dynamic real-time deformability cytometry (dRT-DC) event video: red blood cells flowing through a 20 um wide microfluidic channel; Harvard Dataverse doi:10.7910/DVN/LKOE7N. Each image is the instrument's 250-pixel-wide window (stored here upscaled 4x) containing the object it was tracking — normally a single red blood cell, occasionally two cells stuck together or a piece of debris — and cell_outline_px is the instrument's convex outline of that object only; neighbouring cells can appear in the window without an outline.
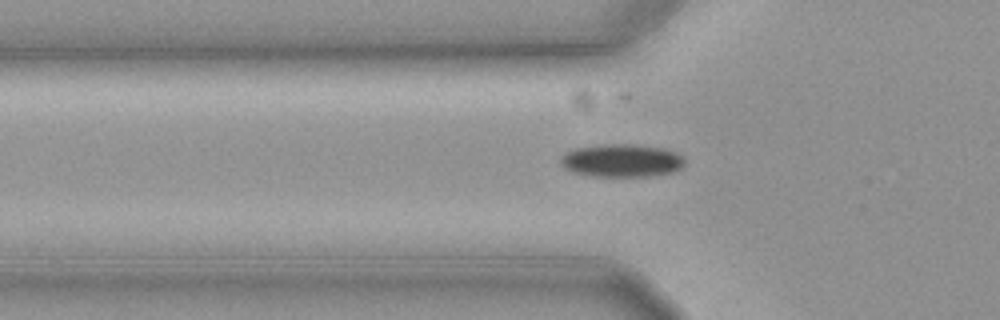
{"species": "common noctule bat (a hibernating species)", "species_latin": "Nyctalus noctula", "temperature_condition": "cold", "stored_images_in_passage": 34, "camera_frame_rate_fps": 3000, "um_per_image_px": 0.085, "animal": {"sex": "female", "body_mass_g": 19.3, "forearm_length_mm": 54.1}, "frame": {"image": 1, "passage_image": 9, "time_ms": 2.667, "image_size_px": [1000, 320], "cell_outline_px": [[684, 164], [680, 168], [672, 172], [648, 176], [588, 176], [572, 172], [564, 168], [560, 164], [560, 160], [568, 152], [580, 148], [620, 144], [624, 144], [660, 148], [676, 152], [684, 156]], "centroid_in_image_um": [52.86, 13.68], "position_along_channel_um": 72.9, "area_um2": 23.24}}
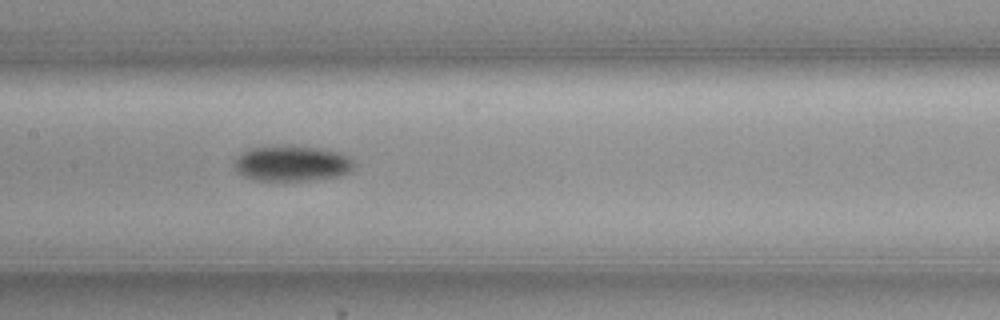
{"frame": {"image": 2, "passage_image": 18, "time_ms": 5.667, "image_size_px": [1000, 320], "cell_outline_px": [[356, 168], [340, 176], [284, 184], [256, 180], [244, 176], [236, 168], [236, 156], [240, 152], [248, 148], [316, 148], [340, 152], [356, 160]], "centroid_in_image_um": [24.87, 13.97], "position_along_channel_um": 182.5, "area_um2": 25.03}}
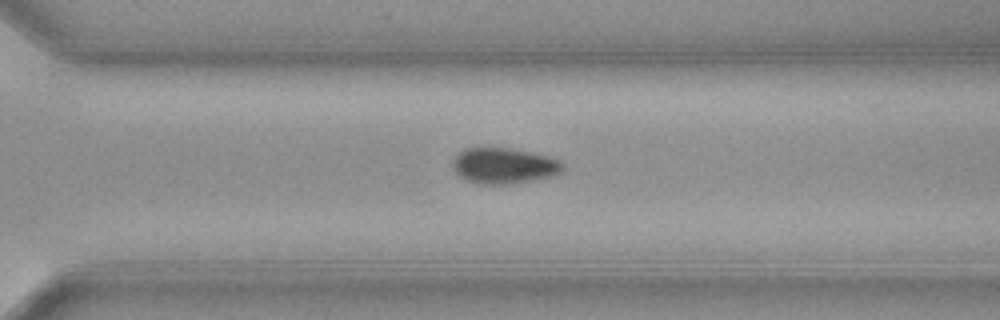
{"frame": {"image": 3, "passage_image": 30, "time_ms": 9.667, "image_size_px": [1000, 320], "cell_outline_px": [[564, 172], [556, 176], [536, 180], [512, 184], [480, 184], [468, 180], [460, 176], [452, 168], [452, 160], [456, 152], [464, 148], [512, 148], [548, 156], [560, 160], [564, 164]], "centroid_in_image_um": [42.87, 14.09], "position_along_channel_um": 327.7, "area_um2": 23.47}}